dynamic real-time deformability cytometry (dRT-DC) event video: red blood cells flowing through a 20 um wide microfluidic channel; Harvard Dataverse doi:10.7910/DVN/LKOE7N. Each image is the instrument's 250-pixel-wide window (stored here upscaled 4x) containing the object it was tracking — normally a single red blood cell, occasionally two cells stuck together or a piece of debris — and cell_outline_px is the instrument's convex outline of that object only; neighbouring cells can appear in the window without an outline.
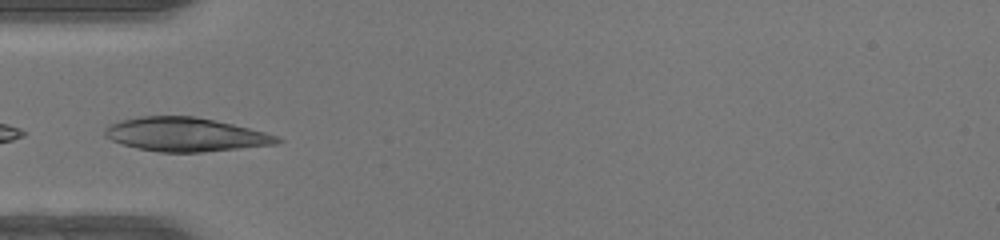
{"species": "human", "species_latin": "Homo sapiens", "temperature_condition": "warm", "stored_images_in_passage": 39, "camera_frame_rate_fps": 3000, "um_per_image_px": 0.085, "donor": {"sex": "female"}, "frame": {"image": 1, "passage_image": 6, "time_ms": 1.667, "image_size_px": [1000, 240], "cell_outline_px": [[284, 140], [276, 144], [204, 152], [160, 152], [136, 148], [120, 144], [104, 136], [104, 128], [108, 124], [120, 120], [140, 116], [196, 116], [232, 124], [280, 136]], "centroid_in_image_um": [15.73, 11.43], "position_along_channel_um": 69.3, "area_um2": 34.1}}
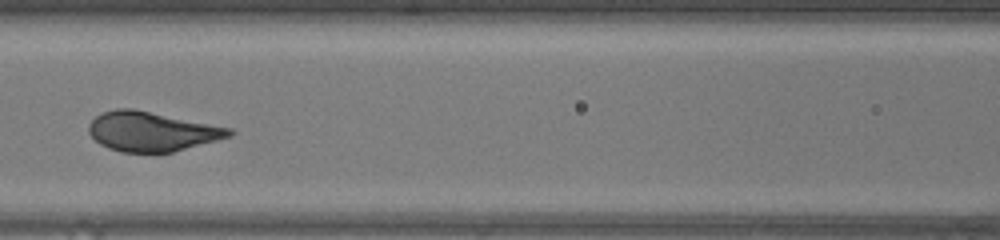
{"frame": {"image": 2, "passage_image": 12, "time_ms": 3.667, "image_size_px": [1000, 240], "cell_outline_px": [[236, 132], [232, 136], [172, 152], [120, 152], [108, 148], [100, 144], [88, 132], [88, 124], [100, 112], [116, 108], [132, 108], [232, 128]], "centroid_in_image_um": [12.89, 11.17], "position_along_channel_um": 153.7, "area_um2": 32.37}}
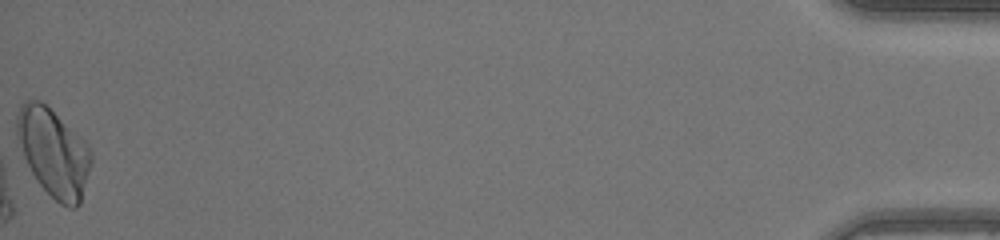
{"frame": {"image": 3, "passage_image": 39, "time_ms": 12.667, "image_size_px": [1000, 240], "cell_outline_px": [[92, 164], [80, 204], [76, 208], [68, 208], [60, 204], [36, 180], [24, 156], [16, 136], [16, 116], [20, 104], [24, 100], [40, 100], [80, 136], [88, 144], [92, 152]], "centroid_in_image_um": [4.56, 12.96], "position_along_channel_um": 430.6, "area_um2": 37.97}, "authors_computed_cell_mechanics": {"area_um2": 33.1194, "velocity_mm_per_s": 4.2341, "shape_relaxation_time_tau1_ms": 1.9037, "shape_relaxation_time_tau2_ms": null, "deformation_change_tau1": 0.157, "deformation_change_tau2": null}}